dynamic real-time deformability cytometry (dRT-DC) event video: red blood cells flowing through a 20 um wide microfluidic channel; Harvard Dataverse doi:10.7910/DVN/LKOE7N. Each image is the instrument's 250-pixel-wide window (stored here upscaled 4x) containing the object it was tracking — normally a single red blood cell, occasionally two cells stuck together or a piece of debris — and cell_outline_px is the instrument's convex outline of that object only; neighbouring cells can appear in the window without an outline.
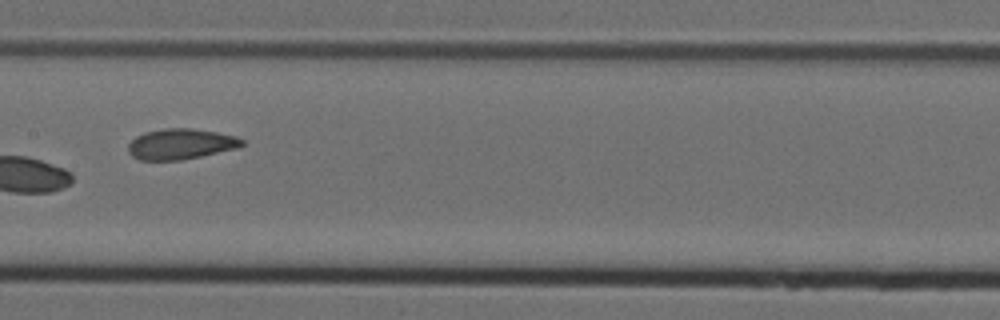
{"species": "Egyptian fruit bat (a non-hibernating species)", "species_latin": "Rousettus aegyptiacus", "temperature_condition": "cold", "stored_images_in_passage": 9, "camera_frame_rate_fps": 3000, "um_per_image_px": 0.085, "animal": {"sex": "female"}, "frame": {"image": 1, "passage_image": 8, "time_ms": 2.333, "image_size_px": [1000, 320], "cell_outline_px": [[244, 144], [236, 148], [200, 156], [180, 160], [140, 160], [132, 156], [128, 152], [128, 144], [136, 136], [144, 132], [164, 128], [192, 128], [216, 132], [236, 136], [244, 140]], "centroid_in_image_um": [15.33, 12.23], "position_along_channel_um": 192.1, "area_um2": 20.23}}